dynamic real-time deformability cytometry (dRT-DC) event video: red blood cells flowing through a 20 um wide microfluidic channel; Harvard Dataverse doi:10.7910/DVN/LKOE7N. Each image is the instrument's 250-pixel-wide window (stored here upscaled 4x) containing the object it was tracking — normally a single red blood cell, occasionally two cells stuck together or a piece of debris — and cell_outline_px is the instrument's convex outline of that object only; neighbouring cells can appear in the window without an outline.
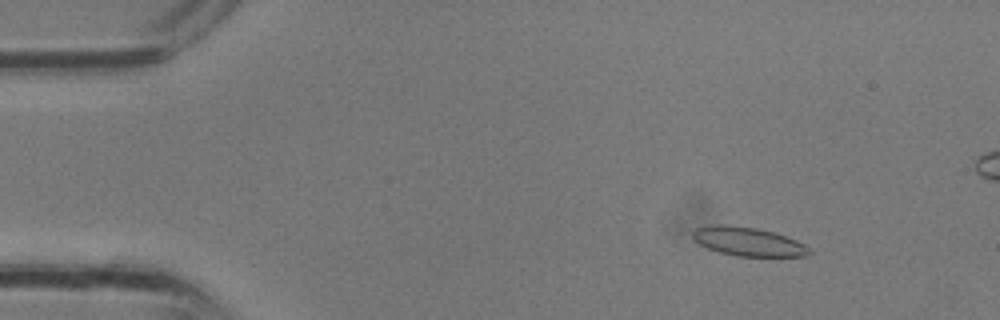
{"species": "common noctule bat (a hibernating species)", "species_latin": "Nyctalus noctula", "temperature_condition": "room temperature", "stored_images_in_passage": 3, "camera_frame_rate_fps": 3000, "um_per_image_px": 0.085, "animal": {"sex": "male", "body_mass_g": 13.3}, "frame": {"image": 1, "passage_image": 2, "time_ms": 0.333, "image_size_px": [1000, 320], "cell_outline_px": [[812, 252], [808, 256], [736, 256], [720, 252], [708, 248], [700, 244], [692, 236], [692, 232], [696, 228], [712, 224], [724, 224], [756, 228], [772, 232], [796, 240], [804, 244]], "centroid_in_image_um": [63.57, 20.53], "position_along_channel_um": 21.4, "area_um2": 19.36}}